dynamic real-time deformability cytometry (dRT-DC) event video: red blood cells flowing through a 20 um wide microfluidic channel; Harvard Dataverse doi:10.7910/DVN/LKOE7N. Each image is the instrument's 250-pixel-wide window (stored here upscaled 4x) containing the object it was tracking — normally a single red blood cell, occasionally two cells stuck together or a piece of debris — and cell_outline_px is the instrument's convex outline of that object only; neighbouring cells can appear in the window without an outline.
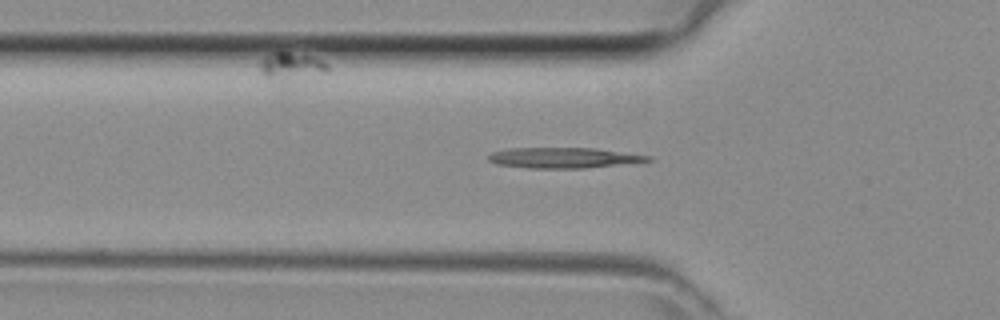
{"species": "common noctule bat (a hibernating species)", "species_latin": "Nyctalus noctula", "temperature_condition": "room temperature", "stored_images_in_passage": 30, "camera_frame_rate_fps": 3000, "um_per_image_px": 0.085, "animal": {"sex": "female", "body_mass_g": 29.2, "forearm_length_mm": 56.3}, "frame": {"image": 1, "passage_image": 7, "time_ms": 2.0, "image_size_px": [1000, 320], "cell_outline_px": [[652, 160], [584, 168], [528, 168], [496, 164], [488, 160], [488, 156], [492, 152], [512, 148], [596, 148], [652, 156]], "centroid_in_image_um": [47.87, 13.41], "position_along_channel_um": 77.9, "area_um2": 18.84}}
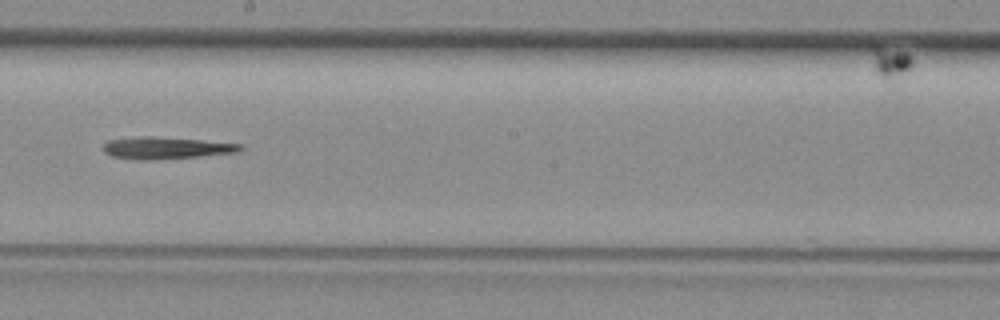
{"frame": {"image": 2, "passage_image": 17, "time_ms": 5.333, "image_size_px": [1000, 320], "cell_outline_px": [[244, 148], [236, 152], [200, 156], [152, 160], [140, 160], [112, 156], [104, 152], [104, 144], [108, 140], [140, 136], [152, 136], [200, 140], [240, 144]], "centroid_in_image_um": [14.08, 12.57], "position_along_channel_um": 234.1, "area_um2": 17.34}}
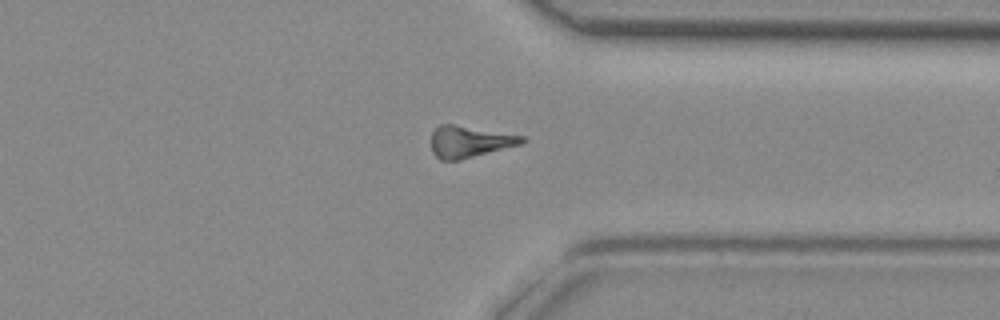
{"frame": {"image": 3, "passage_image": 26, "time_ms": 8.333, "image_size_px": [1000, 320], "cell_outline_px": [[528, 140], [524, 144], [460, 160], [440, 160], [432, 152], [432, 132], [440, 124], [452, 124], [524, 136]], "centroid_in_image_um": [39.95, 12.05], "position_along_channel_um": 371.5, "area_um2": 16.76}}